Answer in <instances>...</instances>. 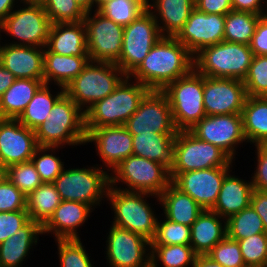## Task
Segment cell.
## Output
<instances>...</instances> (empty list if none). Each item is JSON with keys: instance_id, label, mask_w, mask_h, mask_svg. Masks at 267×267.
<instances>
[{"instance_id": "obj_1", "label": "cell", "mask_w": 267, "mask_h": 267, "mask_svg": "<svg viewBox=\"0 0 267 267\" xmlns=\"http://www.w3.org/2000/svg\"><path fill=\"white\" fill-rule=\"evenodd\" d=\"M194 68V56L175 37L162 36L128 76L149 90H163Z\"/></svg>"}, {"instance_id": "obj_2", "label": "cell", "mask_w": 267, "mask_h": 267, "mask_svg": "<svg viewBox=\"0 0 267 267\" xmlns=\"http://www.w3.org/2000/svg\"><path fill=\"white\" fill-rule=\"evenodd\" d=\"M153 198L156 199L154 204L159 206L160 198L156 195L125 191L109 186L106 204L110 206L113 214V220L110 223L141 235L151 242L155 237L160 215L157 212L159 210H155L156 207L153 208L155 206L152 204Z\"/></svg>"}, {"instance_id": "obj_3", "label": "cell", "mask_w": 267, "mask_h": 267, "mask_svg": "<svg viewBox=\"0 0 267 267\" xmlns=\"http://www.w3.org/2000/svg\"><path fill=\"white\" fill-rule=\"evenodd\" d=\"M39 146H85V113L65 93L55 102L46 120L34 130ZM69 146V147H68Z\"/></svg>"}, {"instance_id": "obj_4", "label": "cell", "mask_w": 267, "mask_h": 267, "mask_svg": "<svg viewBox=\"0 0 267 267\" xmlns=\"http://www.w3.org/2000/svg\"><path fill=\"white\" fill-rule=\"evenodd\" d=\"M68 167L66 164L53 182L61 199L83 202L94 210L100 208L101 204L106 202L110 186V173L93 163L91 166L83 164L82 167L73 165Z\"/></svg>"}, {"instance_id": "obj_5", "label": "cell", "mask_w": 267, "mask_h": 267, "mask_svg": "<svg viewBox=\"0 0 267 267\" xmlns=\"http://www.w3.org/2000/svg\"><path fill=\"white\" fill-rule=\"evenodd\" d=\"M148 91L145 85L127 76L110 95L84 112L85 128L124 125Z\"/></svg>"}, {"instance_id": "obj_6", "label": "cell", "mask_w": 267, "mask_h": 267, "mask_svg": "<svg viewBox=\"0 0 267 267\" xmlns=\"http://www.w3.org/2000/svg\"><path fill=\"white\" fill-rule=\"evenodd\" d=\"M126 77L115 63L89 61L65 86L64 93L85 112L96 101L110 95Z\"/></svg>"}, {"instance_id": "obj_7", "label": "cell", "mask_w": 267, "mask_h": 267, "mask_svg": "<svg viewBox=\"0 0 267 267\" xmlns=\"http://www.w3.org/2000/svg\"><path fill=\"white\" fill-rule=\"evenodd\" d=\"M52 25L53 22L47 17L41 3L21 2L0 23V41L12 45L45 48ZM2 35L10 39L7 37L5 39Z\"/></svg>"}, {"instance_id": "obj_8", "label": "cell", "mask_w": 267, "mask_h": 267, "mask_svg": "<svg viewBox=\"0 0 267 267\" xmlns=\"http://www.w3.org/2000/svg\"><path fill=\"white\" fill-rule=\"evenodd\" d=\"M249 45L221 41L194 56V68L203 76L243 81L253 58Z\"/></svg>"}, {"instance_id": "obj_9", "label": "cell", "mask_w": 267, "mask_h": 267, "mask_svg": "<svg viewBox=\"0 0 267 267\" xmlns=\"http://www.w3.org/2000/svg\"><path fill=\"white\" fill-rule=\"evenodd\" d=\"M170 183V173L164 165L136 155L122 160L110 172V186L125 191L159 197Z\"/></svg>"}, {"instance_id": "obj_10", "label": "cell", "mask_w": 267, "mask_h": 267, "mask_svg": "<svg viewBox=\"0 0 267 267\" xmlns=\"http://www.w3.org/2000/svg\"><path fill=\"white\" fill-rule=\"evenodd\" d=\"M168 100L177 131H189L206 116L203 105V75L193 68L162 90Z\"/></svg>"}, {"instance_id": "obj_11", "label": "cell", "mask_w": 267, "mask_h": 267, "mask_svg": "<svg viewBox=\"0 0 267 267\" xmlns=\"http://www.w3.org/2000/svg\"><path fill=\"white\" fill-rule=\"evenodd\" d=\"M235 163L220 148L198 139L190 131H177L173 166L169 170L171 182L183 172L214 167H237Z\"/></svg>"}, {"instance_id": "obj_12", "label": "cell", "mask_w": 267, "mask_h": 267, "mask_svg": "<svg viewBox=\"0 0 267 267\" xmlns=\"http://www.w3.org/2000/svg\"><path fill=\"white\" fill-rule=\"evenodd\" d=\"M161 37L162 34L154 16L146 10L124 27L122 51L115 64L129 76Z\"/></svg>"}, {"instance_id": "obj_13", "label": "cell", "mask_w": 267, "mask_h": 267, "mask_svg": "<svg viewBox=\"0 0 267 267\" xmlns=\"http://www.w3.org/2000/svg\"><path fill=\"white\" fill-rule=\"evenodd\" d=\"M189 131L198 139L220 148L234 162L238 160L236 156H239L241 146L248 144L241 114L206 115Z\"/></svg>"}, {"instance_id": "obj_14", "label": "cell", "mask_w": 267, "mask_h": 267, "mask_svg": "<svg viewBox=\"0 0 267 267\" xmlns=\"http://www.w3.org/2000/svg\"><path fill=\"white\" fill-rule=\"evenodd\" d=\"M105 238L106 266L148 267L151 265V242L146 238L110 224Z\"/></svg>"}, {"instance_id": "obj_15", "label": "cell", "mask_w": 267, "mask_h": 267, "mask_svg": "<svg viewBox=\"0 0 267 267\" xmlns=\"http://www.w3.org/2000/svg\"><path fill=\"white\" fill-rule=\"evenodd\" d=\"M83 22L90 61L116 63L122 51L124 27L98 10L86 12Z\"/></svg>"}, {"instance_id": "obj_16", "label": "cell", "mask_w": 267, "mask_h": 267, "mask_svg": "<svg viewBox=\"0 0 267 267\" xmlns=\"http://www.w3.org/2000/svg\"><path fill=\"white\" fill-rule=\"evenodd\" d=\"M124 126L132 135L177 133L169 100L162 90H149Z\"/></svg>"}, {"instance_id": "obj_17", "label": "cell", "mask_w": 267, "mask_h": 267, "mask_svg": "<svg viewBox=\"0 0 267 267\" xmlns=\"http://www.w3.org/2000/svg\"><path fill=\"white\" fill-rule=\"evenodd\" d=\"M85 145L94 144L96 156L100 158L101 168L109 173L124 159L133 155L132 134L122 126L85 128ZM102 162V164H101Z\"/></svg>"}, {"instance_id": "obj_18", "label": "cell", "mask_w": 267, "mask_h": 267, "mask_svg": "<svg viewBox=\"0 0 267 267\" xmlns=\"http://www.w3.org/2000/svg\"><path fill=\"white\" fill-rule=\"evenodd\" d=\"M247 98L243 81L203 76L206 115L241 114Z\"/></svg>"}, {"instance_id": "obj_19", "label": "cell", "mask_w": 267, "mask_h": 267, "mask_svg": "<svg viewBox=\"0 0 267 267\" xmlns=\"http://www.w3.org/2000/svg\"><path fill=\"white\" fill-rule=\"evenodd\" d=\"M225 15L206 14L194 8L175 38L193 56L203 48L224 41Z\"/></svg>"}, {"instance_id": "obj_20", "label": "cell", "mask_w": 267, "mask_h": 267, "mask_svg": "<svg viewBox=\"0 0 267 267\" xmlns=\"http://www.w3.org/2000/svg\"><path fill=\"white\" fill-rule=\"evenodd\" d=\"M234 167H214L180 173L172 183L188 194L203 210H212L224 177Z\"/></svg>"}, {"instance_id": "obj_21", "label": "cell", "mask_w": 267, "mask_h": 267, "mask_svg": "<svg viewBox=\"0 0 267 267\" xmlns=\"http://www.w3.org/2000/svg\"><path fill=\"white\" fill-rule=\"evenodd\" d=\"M39 147L35 133L17 119L0 118V162L6 168L30 161Z\"/></svg>"}, {"instance_id": "obj_22", "label": "cell", "mask_w": 267, "mask_h": 267, "mask_svg": "<svg viewBox=\"0 0 267 267\" xmlns=\"http://www.w3.org/2000/svg\"><path fill=\"white\" fill-rule=\"evenodd\" d=\"M95 211L83 202L65 201L59 204L49 220L42 226V233L55 239H81L80 228L93 216ZM92 215V216H91Z\"/></svg>"}, {"instance_id": "obj_23", "label": "cell", "mask_w": 267, "mask_h": 267, "mask_svg": "<svg viewBox=\"0 0 267 267\" xmlns=\"http://www.w3.org/2000/svg\"><path fill=\"white\" fill-rule=\"evenodd\" d=\"M44 48L0 41V64L16 79H43Z\"/></svg>"}, {"instance_id": "obj_24", "label": "cell", "mask_w": 267, "mask_h": 267, "mask_svg": "<svg viewBox=\"0 0 267 267\" xmlns=\"http://www.w3.org/2000/svg\"><path fill=\"white\" fill-rule=\"evenodd\" d=\"M40 236H43L42 226L30 219L12 237L0 243V267H25L22 265L38 247Z\"/></svg>"}, {"instance_id": "obj_25", "label": "cell", "mask_w": 267, "mask_h": 267, "mask_svg": "<svg viewBox=\"0 0 267 267\" xmlns=\"http://www.w3.org/2000/svg\"><path fill=\"white\" fill-rule=\"evenodd\" d=\"M232 169L225 177L221 185L219 195L212 211L222 218L228 219L251 204V196L254 190L252 180L247 176H236ZM247 178V180H246Z\"/></svg>"}, {"instance_id": "obj_26", "label": "cell", "mask_w": 267, "mask_h": 267, "mask_svg": "<svg viewBox=\"0 0 267 267\" xmlns=\"http://www.w3.org/2000/svg\"><path fill=\"white\" fill-rule=\"evenodd\" d=\"M195 0H147L162 36L175 37L195 8Z\"/></svg>"}, {"instance_id": "obj_27", "label": "cell", "mask_w": 267, "mask_h": 267, "mask_svg": "<svg viewBox=\"0 0 267 267\" xmlns=\"http://www.w3.org/2000/svg\"><path fill=\"white\" fill-rule=\"evenodd\" d=\"M190 245L196 255H207L227 236L226 219L212 210H203L191 226Z\"/></svg>"}, {"instance_id": "obj_28", "label": "cell", "mask_w": 267, "mask_h": 267, "mask_svg": "<svg viewBox=\"0 0 267 267\" xmlns=\"http://www.w3.org/2000/svg\"><path fill=\"white\" fill-rule=\"evenodd\" d=\"M90 61L89 56H65L44 48V84L65 88L75 79Z\"/></svg>"}, {"instance_id": "obj_29", "label": "cell", "mask_w": 267, "mask_h": 267, "mask_svg": "<svg viewBox=\"0 0 267 267\" xmlns=\"http://www.w3.org/2000/svg\"><path fill=\"white\" fill-rule=\"evenodd\" d=\"M46 47L59 55L89 56L84 22L53 24Z\"/></svg>"}, {"instance_id": "obj_30", "label": "cell", "mask_w": 267, "mask_h": 267, "mask_svg": "<svg viewBox=\"0 0 267 267\" xmlns=\"http://www.w3.org/2000/svg\"><path fill=\"white\" fill-rule=\"evenodd\" d=\"M161 213L166 219L192 226L198 215L203 211L199 204L188 194L183 193L172 182L159 195Z\"/></svg>"}, {"instance_id": "obj_31", "label": "cell", "mask_w": 267, "mask_h": 267, "mask_svg": "<svg viewBox=\"0 0 267 267\" xmlns=\"http://www.w3.org/2000/svg\"><path fill=\"white\" fill-rule=\"evenodd\" d=\"M176 133H145L132 135L133 155L164 165L173 166Z\"/></svg>"}, {"instance_id": "obj_32", "label": "cell", "mask_w": 267, "mask_h": 267, "mask_svg": "<svg viewBox=\"0 0 267 267\" xmlns=\"http://www.w3.org/2000/svg\"><path fill=\"white\" fill-rule=\"evenodd\" d=\"M241 115L247 143L267 145V97L247 96Z\"/></svg>"}, {"instance_id": "obj_33", "label": "cell", "mask_w": 267, "mask_h": 267, "mask_svg": "<svg viewBox=\"0 0 267 267\" xmlns=\"http://www.w3.org/2000/svg\"><path fill=\"white\" fill-rule=\"evenodd\" d=\"M44 79H16L0 97V118L18 119Z\"/></svg>"}, {"instance_id": "obj_34", "label": "cell", "mask_w": 267, "mask_h": 267, "mask_svg": "<svg viewBox=\"0 0 267 267\" xmlns=\"http://www.w3.org/2000/svg\"><path fill=\"white\" fill-rule=\"evenodd\" d=\"M53 88L56 90H53ZM63 94V87L43 84L17 120L34 131L46 120L53 105Z\"/></svg>"}, {"instance_id": "obj_35", "label": "cell", "mask_w": 267, "mask_h": 267, "mask_svg": "<svg viewBox=\"0 0 267 267\" xmlns=\"http://www.w3.org/2000/svg\"><path fill=\"white\" fill-rule=\"evenodd\" d=\"M29 218L43 226L62 202L54 183H42L26 197Z\"/></svg>"}, {"instance_id": "obj_36", "label": "cell", "mask_w": 267, "mask_h": 267, "mask_svg": "<svg viewBox=\"0 0 267 267\" xmlns=\"http://www.w3.org/2000/svg\"><path fill=\"white\" fill-rule=\"evenodd\" d=\"M259 18L251 12L230 11L225 15L224 41L249 45Z\"/></svg>"}, {"instance_id": "obj_37", "label": "cell", "mask_w": 267, "mask_h": 267, "mask_svg": "<svg viewBox=\"0 0 267 267\" xmlns=\"http://www.w3.org/2000/svg\"><path fill=\"white\" fill-rule=\"evenodd\" d=\"M195 258L191 245H151L153 267H192Z\"/></svg>"}, {"instance_id": "obj_38", "label": "cell", "mask_w": 267, "mask_h": 267, "mask_svg": "<svg viewBox=\"0 0 267 267\" xmlns=\"http://www.w3.org/2000/svg\"><path fill=\"white\" fill-rule=\"evenodd\" d=\"M227 237L238 241L258 233H266L258 213L250 205L226 220Z\"/></svg>"}, {"instance_id": "obj_39", "label": "cell", "mask_w": 267, "mask_h": 267, "mask_svg": "<svg viewBox=\"0 0 267 267\" xmlns=\"http://www.w3.org/2000/svg\"><path fill=\"white\" fill-rule=\"evenodd\" d=\"M60 267H95L85 243L81 239H55ZM90 255V256H89ZM91 257V258H90Z\"/></svg>"}, {"instance_id": "obj_40", "label": "cell", "mask_w": 267, "mask_h": 267, "mask_svg": "<svg viewBox=\"0 0 267 267\" xmlns=\"http://www.w3.org/2000/svg\"><path fill=\"white\" fill-rule=\"evenodd\" d=\"M147 10V0H111L98 11L123 27L128 26Z\"/></svg>"}, {"instance_id": "obj_41", "label": "cell", "mask_w": 267, "mask_h": 267, "mask_svg": "<svg viewBox=\"0 0 267 267\" xmlns=\"http://www.w3.org/2000/svg\"><path fill=\"white\" fill-rule=\"evenodd\" d=\"M60 149L63 147L39 146L33 154L31 161L43 183H53L66 166L61 155H57Z\"/></svg>"}, {"instance_id": "obj_42", "label": "cell", "mask_w": 267, "mask_h": 267, "mask_svg": "<svg viewBox=\"0 0 267 267\" xmlns=\"http://www.w3.org/2000/svg\"><path fill=\"white\" fill-rule=\"evenodd\" d=\"M190 232V226L170 221L160 214L151 245H190Z\"/></svg>"}, {"instance_id": "obj_43", "label": "cell", "mask_w": 267, "mask_h": 267, "mask_svg": "<svg viewBox=\"0 0 267 267\" xmlns=\"http://www.w3.org/2000/svg\"><path fill=\"white\" fill-rule=\"evenodd\" d=\"M47 17L55 23H78L83 21L86 12L75 0H44Z\"/></svg>"}, {"instance_id": "obj_44", "label": "cell", "mask_w": 267, "mask_h": 267, "mask_svg": "<svg viewBox=\"0 0 267 267\" xmlns=\"http://www.w3.org/2000/svg\"><path fill=\"white\" fill-rule=\"evenodd\" d=\"M6 177L25 196L35 191L43 183L31 160L8 166Z\"/></svg>"}, {"instance_id": "obj_45", "label": "cell", "mask_w": 267, "mask_h": 267, "mask_svg": "<svg viewBox=\"0 0 267 267\" xmlns=\"http://www.w3.org/2000/svg\"><path fill=\"white\" fill-rule=\"evenodd\" d=\"M247 96L267 97V55H254L243 80Z\"/></svg>"}, {"instance_id": "obj_46", "label": "cell", "mask_w": 267, "mask_h": 267, "mask_svg": "<svg viewBox=\"0 0 267 267\" xmlns=\"http://www.w3.org/2000/svg\"><path fill=\"white\" fill-rule=\"evenodd\" d=\"M246 267L267 265V233L238 240Z\"/></svg>"}, {"instance_id": "obj_47", "label": "cell", "mask_w": 267, "mask_h": 267, "mask_svg": "<svg viewBox=\"0 0 267 267\" xmlns=\"http://www.w3.org/2000/svg\"><path fill=\"white\" fill-rule=\"evenodd\" d=\"M207 255L222 267H246L238 241L227 236L218 242Z\"/></svg>"}, {"instance_id": "obj_48", "label": "cell", "mask_w": 267, "mask_h": 267, "mask_svg": "<svg viewBox=\"0 0 267 267\" xmlns=\"http://www.w3.org/2000/svg\"><path fill=\"white\" fill-rule=\"evenodd\" d=\"M6 177L0 183V212L26 210V198Z\"/></svg>"}, {"instance_id": "obj_49", "label": "cell", "mask_w": 267, "mask_h": 267, "mask_svg": "<svg viewBox=\"0 0 267 267\" xmlns=\"http://www.w3.org/2000/svg\"><path fill=\"white\" fill-rule=\"evenodd\" d=\"M250 147L255 148L253 160L256 167L252 174L247 176L252 180L254 189L267 192V145L249 146V149L253 150Z\"/></svg>"}, {"instance_id": "obj_50", "label": "cell", "mask_w": 267, "mask_h": 267, "mask_svg": "<svg viewBox=\"0 0 267 267\" xmlns=\"http://www.w3.org/2000/svg\"><path fill=\"white\" fill-rule=\"evenodd\" d=\"M29 220L26 210L0 212V243L12 237Z\"/></svg>"}, {"instance_id": "obj_51", "label": "cell", "mask_w": 267, "mask_h": 267, "mask_svg": "<svg viewBox=\"0 0 267 267\" xmlns=\"http://www.w3.org/2000/svg\"><path fill=\"white\" fill-rule=\"evenodd\" d=\"M249 46L253 55H267V13L260 15Z\"/></svg>"}, {"instance_id": "obj_52", "label": "cell", "mask_w": 267, "mask_h": 267, "mask_svg": "<svg viewBox=\"0 0 267 267\" xmlns=\"http://www.w3.org/2000/svg\"><path fill=\"white\" fill-rule=\"evenodd\" d=\"M195 8L206 14L226 15L233 10L231 0H195Z\"/></svg>"}, {"instance_id": "obj_53", "label": "cell", "mask_w": 267, "mask_h": 267, "mask_svg": "<svg viewBox=\"0 0 267 267\" xmlns=\"http://www.w3.org/2000/svg\"><path fill=\"white\" fill-rule=\"evenodd\" d=\"M234 11L251 12L257 15L267 13V2L265 0H231Z\"/></svg>"}, {"instance_id": "obj_54", "label": "cell", "mask_w": 267, "mask_h": 267, "mask_svg": "<svg viewBox=\"0 0 267 267\" xmlns=\"http://www.w3.org/2000/svg\"><path fill=\"white\" fill-rule=\"evenodd\" d=\"M261 217L263 226L267 233V192L254 189L251 196V204Z\"/></svg>"}, {"instance_id": "obj_55", "label": "cell", "mask_w": 267, "mask_h": 267, "mask_svg": "<svg viewBox=\"0 0 267 267\" xmlns=\"http://www.w3.org/2000/svg\"><path fill=\"white\" fill-rule=\"evenodd\" d=\"M16 77L0 64V97L14 83Z\"/></svg>"}, {"instance_id": "obj_56", "label": "cell", "mask_w": 267, "mask_h": 267, "mask_svg": "<svg viewBox=\"0 0 267 267\" xmlns=\"http://www.w3.org/2000/svg\"><path fill=\"white\" fill-rule=\"evenodd\" d=\"M22 2V0H0V23Z\"/></svg>"}, {"instance_id": "obj_57", "label": "cell", "mask_w": 267, "mask_h": 267, "mask_svg": "<svg viewBox=\"0 0 267 267\" xmlns=\"http://www.w3.org/2000/svg\"><path fill=\"white\" fill-rule=\"evenodd\" d=\"M192 267H222L218 262L214 261L208 255H196Z\"/></svg>"}, {"instance_id": "obj_58", "label": "cell", "mask_w": 267, "mask_h": 267, "mask_svg": "<svg viewBox=\"0 0 267 267\" xmlns=\"http://www.w3.org/2000/svg\"><path fill=\"white\" fill-rule=\"evenodd\" d=\"M85 12L95 10V0H75Z\"/></svg>"}, {"instance_id": "obj_59", "label": "cell", "mask_w": 267, "mask_h": 267, "mask_svg": "<svg viewBox=\"0 0 267 267\" xmlns=\"http://www.w3.org/2000/svg\"><path fill=\"white\" fill-rule=\"evenodd\" d=\"M7 168L0 164V183L6 178Z\"/></svg>"}, {"instance_id": "obj_60", "label": "cell", "mask_w": 267, "mask_h": 267, "mask_svg": "<svg viewBox=\"0 0 267 267\" xmlns=\"http://www.w3.org/2000/svg\"><path fill=\"white\" fill-rule=\"evenodd\" d=\"M111 0H95V10H99L104 4Z\"/></svg>"}, {"instance_id": "obj_61", "label": "cell", "mask_w": 267, "mask_h": 267, "mask_svg": "<svg viewBox=\"0 0 267 267\" xmlns=\"http://www.w3.org/2000/svg\"><path fill=\"white\" fill-rule=\"evenodd\" d=\"M44 0H22V2L26 3H42Z\"/></svg>"}, {"instance_id": "obj_62", "label": "cell", "mask_w": 267, "mask_h": 267, "mask_svg": "<svg viewBox=\"0 0 267 267\" xmlns=\"http://www.w3.org/2000/svg\"><path fill=\"white\" fill-rule=\"evenodd\" d=\"M249 267H267V265H262V266H249Z\"/></svg>"}]
</instances>
